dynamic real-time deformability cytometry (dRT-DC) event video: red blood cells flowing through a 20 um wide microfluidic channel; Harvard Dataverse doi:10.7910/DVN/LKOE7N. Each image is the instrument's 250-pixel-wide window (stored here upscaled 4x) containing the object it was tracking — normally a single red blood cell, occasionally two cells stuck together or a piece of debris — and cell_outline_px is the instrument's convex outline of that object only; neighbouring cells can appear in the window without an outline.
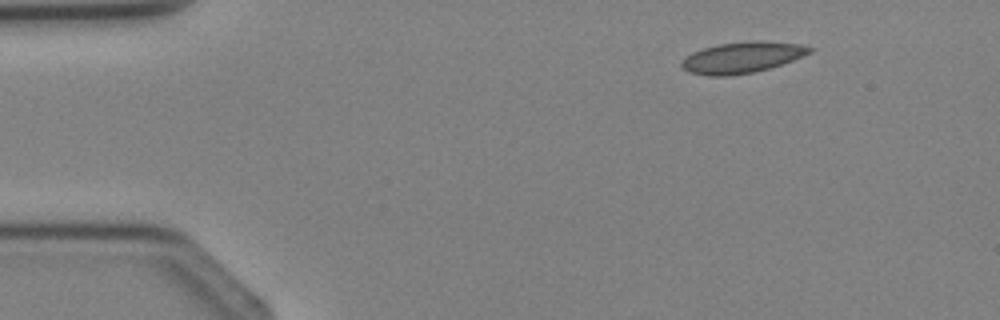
{"species": "Egyptian fruit bat (a non-hibernating species)", "species_latin": "Rousettus aegyptiacus", "temperature_condition": "cold", "stored_images_in_passage": 3, "camera_frame_rate_fps": 3000, "um_per_image_px": 0.085, "animal": {"sex": "female"}, "frame": {"image": 1, "passage_image": 1, "time_ms": 0.0, "image_size_px": [1000, 320], "cell_outline_px": [[816, 48], [812, 52], [792, 60], [768, 68], [752, 72], [728, 76], [708, 76], [688, 72], [680, 64], [692, 52], [704, 48], [720, 44], [800, 44]], "centroid_in_image_um": [63.02, 4.95], "position_along_channel_um": 22.0, "area_um2": 21.73}}
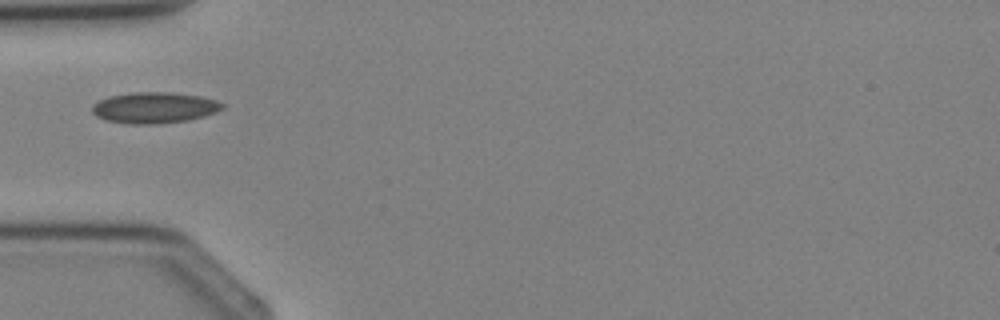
{"frame": {"image": 2, "passage_image": 3, "time_ms": 2.333, "image_size_px": [1000, 320], "cell_outline_px": [[224, 108], [216, 112], [204, 116], [188, 120], [156, 124], [128, 124], [104, 120], [96, 116], [92, 112], [92, 104], [108, 96], [132, 92], [168, 92], [200, 96], [216, 100], [224, 104]], "centroid_in_image_um": [13.1, 9.15], "position_along_channel_um": 71.9, "area_um2": 23.7}}